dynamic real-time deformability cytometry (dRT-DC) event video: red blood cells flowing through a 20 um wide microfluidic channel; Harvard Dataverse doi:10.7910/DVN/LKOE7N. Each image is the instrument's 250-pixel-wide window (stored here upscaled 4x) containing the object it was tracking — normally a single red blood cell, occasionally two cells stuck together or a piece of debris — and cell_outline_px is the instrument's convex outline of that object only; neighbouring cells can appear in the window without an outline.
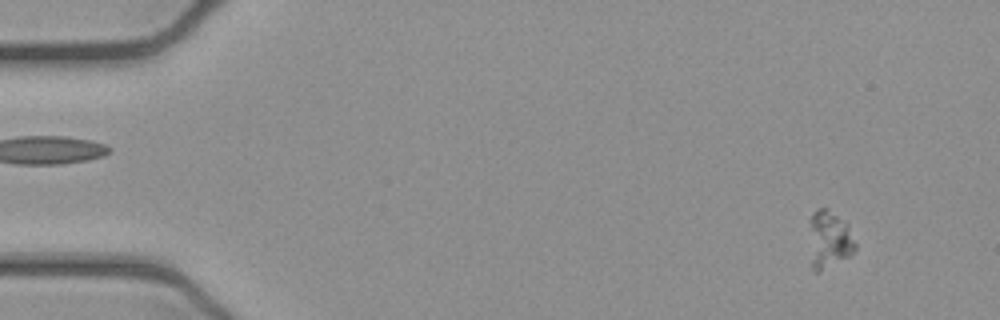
{"species": "common noctule bat (a hibernating species)", "species_latin": "Nyctalus noctula", "temperature_condition": "cold", "stored_images_in_passage": 52, "segment_of_instrument_passage": [1, 2], "camera_frame_rate_fps": 3000, "um_per_image_px": 0.085, "animal": {"sex": "female", "body_mass_g": 21.9}, "frame": {"image": 1, "passage_image": 2, "time_ms": 0.333, "image_size_px": [1000, 320], "cell_outline_px": [[856, 248], [848, 256], [816, 272], [812, 272], [808, 220], [812, 212], [816, 208], [828, 208], [848, 224], [856, 244]], "centroid_in_image_um": [70.44, 20.3], "position_along_channel_um": 14.6, "area_um2": 15.49}}
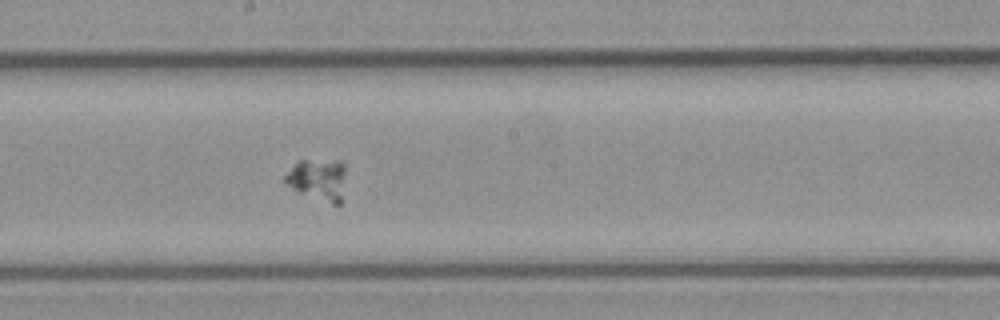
{"frame": {"image": 2, "passage_image": 27, "time_ms": 8.667, "image_size_px": [1000, 320], "cell_outline_px": [[344, 172], [340, 204], [332, 204], [296, 192], [284, 180], [284, 176], [300, 160], [344, 160]], "centroid_in_image_um": [27.03, 15.25], "position_along_channel_um": 221.2, "area_um2": 14.57}}
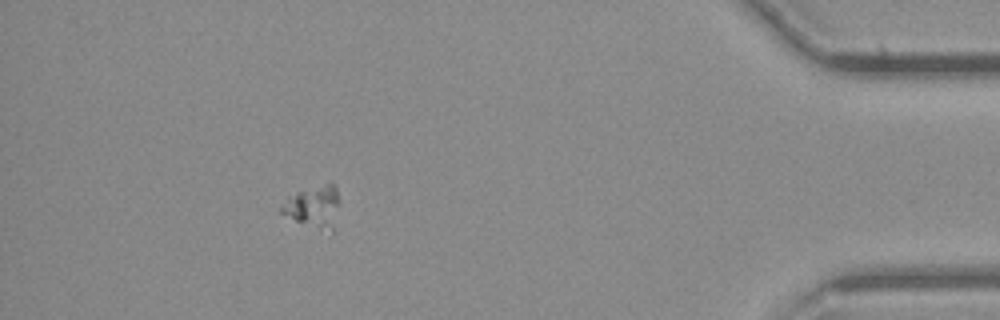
{"frame": {"image": 3, "passage_image": 46, "time_ms": 15.0, "image_size_px": [1000, 320], "cell_outline_px": [[340, 204], [332, 236], [296, 220], [280, 212], [280, 208], [288, 196], [324, 184], [336, 184], [340, 200]], "centroid_in_image_um": [26.75, 17.63], "position_along_channel_um": 408.5, "area_um2": 14.39}}